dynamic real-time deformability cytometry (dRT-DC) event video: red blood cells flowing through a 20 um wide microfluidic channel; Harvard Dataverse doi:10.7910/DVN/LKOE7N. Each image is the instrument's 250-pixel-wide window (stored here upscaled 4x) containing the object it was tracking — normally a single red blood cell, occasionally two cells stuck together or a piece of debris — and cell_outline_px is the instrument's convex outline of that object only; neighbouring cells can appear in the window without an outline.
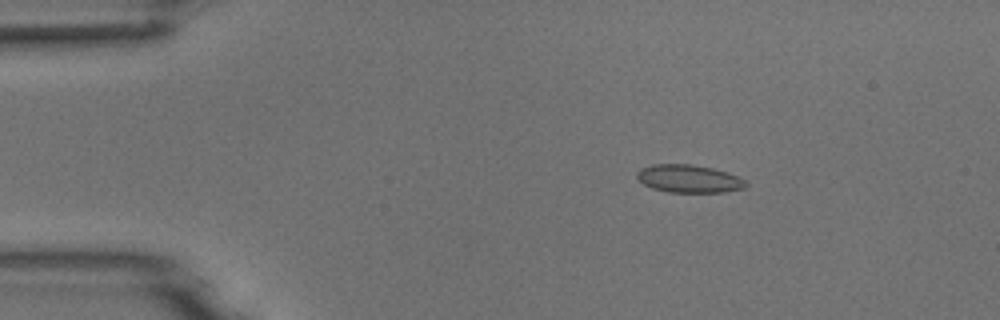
{"species": "common noctule bat (a hibernating species)", "species_latin": "Nyctalus noctula", "temperature_condition": "room temperature", "stored_images_in_passage": 4, "camera_frame_rate_fps": 3000, "um_per_image_px": 0.085, "animal": {"sex": "male", "body_mass_g": 18.8}, "frame": {"image": 1, "passage_image": 2, "time_ms": 1.333, "image_size_px": [1000, 320], "cell_outline_px": [[748, 184], [744, 188], [724, 192], [668, 192], [652, 188], [644, 184], [636, 176], [636, 172], [640, 168], [652, 164], [692, 164], [712, 168], [728, 172], [744, 180]], "centroid_in_image_um": [58.54, 15.18], "position_along_channel_um": 26.5, "area_um2": 17.69}}
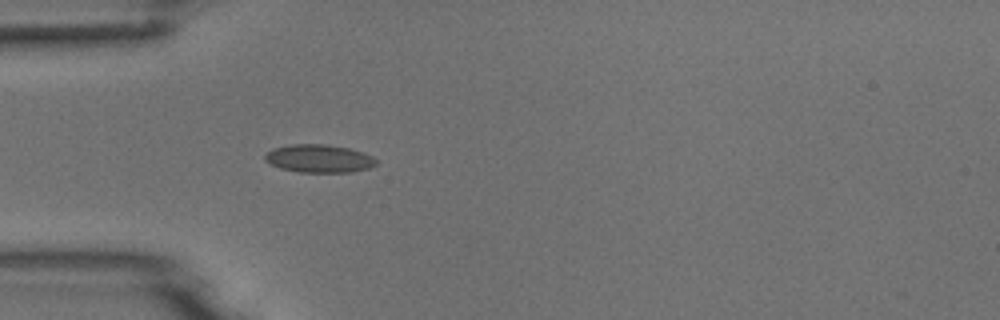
{"frame": {"image": 2, "passage_image": 4, "time_ms": 3.667, "image_size_px": [1000, 320], "cell_outline_px": [[376, 164], [368, 168], [352, 172], [300, 172], [280, 168], [264, 160], [264, 156], [272, 148], [292, 144], [324, 144], [348, 148], [364, 152], [372, 156], [376, 160]], "centroid_in_image_um": [27.11, 13.47], "position_along_channel_um": 57.9, "area_um2": 18.09}}